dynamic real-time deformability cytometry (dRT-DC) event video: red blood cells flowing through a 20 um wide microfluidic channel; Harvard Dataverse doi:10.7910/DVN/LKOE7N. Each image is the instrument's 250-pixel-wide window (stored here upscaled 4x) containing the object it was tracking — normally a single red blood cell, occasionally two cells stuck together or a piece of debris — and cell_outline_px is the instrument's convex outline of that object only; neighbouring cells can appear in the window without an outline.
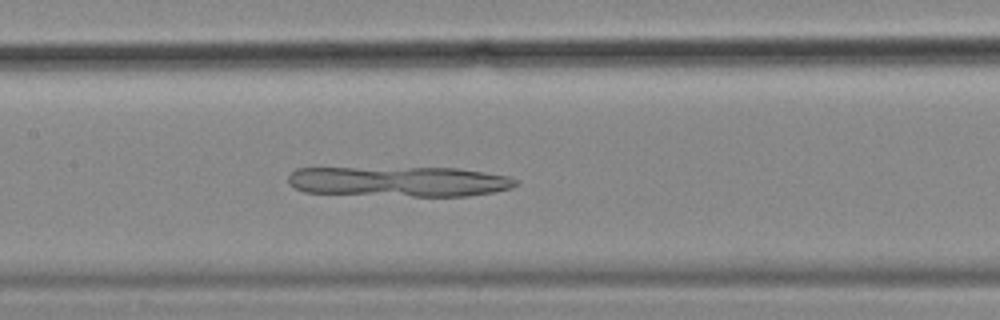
{"species": "common noctule bat (a hibernating species)", "species_latin": "Nyctalus noctula", "temperature_condition": "cold", "stored_images_in_passage": 57, "camera_frame_rate_fps": 3000, "um_per_image_px": 0.085, "animal": {"sex": "female", "body_mass_g": 18.4}, "frame": {"image": 1, "passage_image": 27, "time_ms": 8.667, "image_size_px": [1000, 320], "cell_outline_px": [[520, 184], [512, 188], [492, 192], [468, 196], [412, 196], [304, 192], [292, 188], [288, 184], [288, 176], [296, 168], [456, 168], [484, 172], [508, 176], [516, 180]], "centroid_in_image_um": [33.92, 15.43], "position_along_channel_um": 173.5, "area_um2": 40.11}}